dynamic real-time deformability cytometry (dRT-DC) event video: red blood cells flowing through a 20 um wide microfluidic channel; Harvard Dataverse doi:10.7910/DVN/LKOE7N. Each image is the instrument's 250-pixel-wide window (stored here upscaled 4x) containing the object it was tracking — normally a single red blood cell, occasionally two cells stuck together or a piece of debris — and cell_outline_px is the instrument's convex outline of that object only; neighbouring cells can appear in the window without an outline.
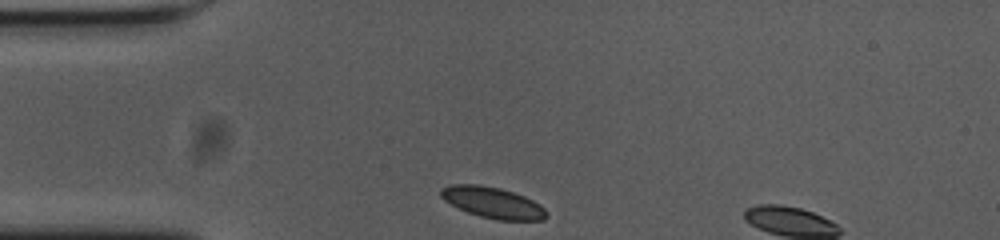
{"species": "common noctule bat (a hibernating species)", "species_latin": "Nyctalus noctula", "temperature_condition": "cold", "stored_images_in_passage": 4, "camera_frame_rate_fps": 3000, "um_per_image_px": 0.085, "animal": {"sex": "female", "body_mass_g": 23.0, "forearm_length_mm": 53.4}, "frame": {"image": 1, "passage_image": 1, "time_ms": 0.0, "image_size_px": [1000, 240], "cell_outline_px": [[548, 216], [544, 220], [496, 220], [480, 216], [468, 212], [444, 200], [440, 196], [440, 188], [452, 184], [480, 184], [500, 188], [524, 196], [540, 204], [548, 212]], "centroid_in_image_um": [41.9, 17.22], "position_along_channel_um": 43.1, "area_um2": 19.13}}